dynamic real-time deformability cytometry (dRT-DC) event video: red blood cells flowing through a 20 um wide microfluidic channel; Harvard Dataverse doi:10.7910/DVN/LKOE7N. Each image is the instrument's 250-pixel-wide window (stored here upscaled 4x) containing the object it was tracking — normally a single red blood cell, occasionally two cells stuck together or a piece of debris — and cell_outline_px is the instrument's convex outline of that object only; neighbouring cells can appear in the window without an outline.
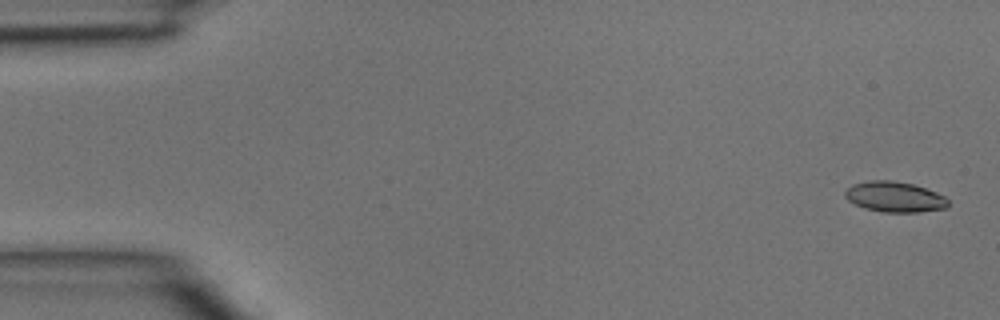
{"species": "common noctule bat (a hibernating species)", "species_latin": "Nyctalus noctula", "temperature_condition": "room temperature", "stored_images_in_passage": 4, "camera_frame_rate_fps": 3000, "um_per_image_px": 0.085, "animal": {"sex": "male", "body_mass_g": 15.6}, "frame": {"image": 1, "passage_image": 1, "time_ms": 0.0, "image_size_px": [1000, 320], "cell_outline_px": [[948, 204], [944, 208], [920, 212], [884, 212], [864, 208], [848, 200], [844, 196], [844, 192], [852, 184], [868, 180], [892, 180], [912, 184], [936, 192], [944, 196], [948, 200]], "centroid_in_image_um": [76.01, 16.73], "position_along_channel_um": 9.0, "area_um2": 18.21}}
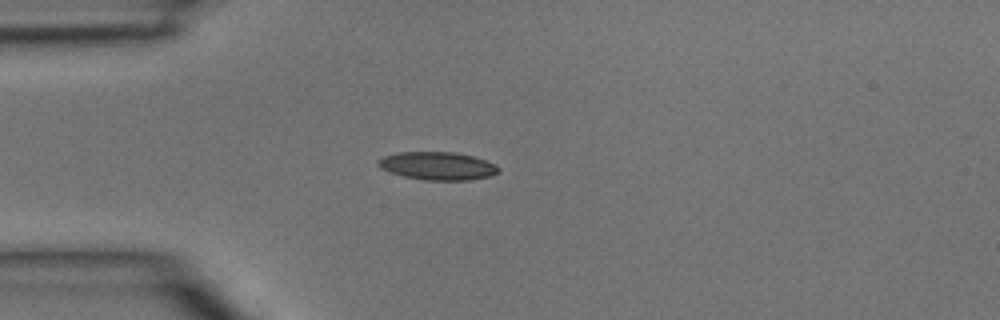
{"frame": {"image": 2, "passage_image": 4, "time_ms": 1.0, "image_size_px": [1000, 320], "cell_outline_px": [[500, 172], [492, 176], [468, 180], [424, 180], [404, 176], [380, 168], [376, 164], [376, 160], [384, 156], [396, 152], [456, 152], [472, 156], [484, 160], [500, 168]], "centroid_in_image_um": [37.18, 14.1], "position_along_channel_um": 47.8, "area_um2": 19.65}}